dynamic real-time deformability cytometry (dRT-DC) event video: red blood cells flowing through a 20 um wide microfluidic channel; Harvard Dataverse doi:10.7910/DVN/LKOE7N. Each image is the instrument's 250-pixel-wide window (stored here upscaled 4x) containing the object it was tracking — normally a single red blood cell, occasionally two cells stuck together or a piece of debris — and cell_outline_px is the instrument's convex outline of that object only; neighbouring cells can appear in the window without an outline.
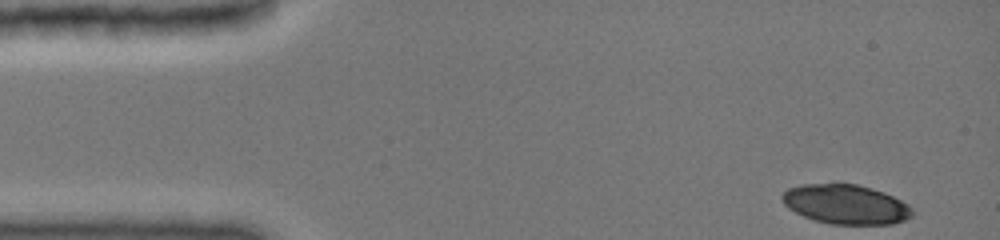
{"species": "common noctule bat (a hibernating species)", "species_latin": "Nyctalus noctula", "temperature_condition": "cold", "stored_images_in_passage": 69, "camera_frame_rate_fps": 3000, "um_per_image_px": 0.085, "animal": {"sex": "female", "body_mass_g": 19.0, "forearm_length_mm": 51.5}, "frame": {"image": 1, "passage_image": 1, "time_ms": 0.0, "image_size_px": [1000, 240], "cell_outline_px": [[912, 216], [904, 220], [892, 224], [832, 224], [816, 220], [804, 216], [788, 208], [784, 204], [780, 196], [788, 188], [800, 184], [836, 180], [856, 184], [884, 192], [908, 204], [912, 208]], "centroid_in_image_um": [71.84, 17.31], "position_along_channel_um": 13.2, "area_um2": 30.58}}